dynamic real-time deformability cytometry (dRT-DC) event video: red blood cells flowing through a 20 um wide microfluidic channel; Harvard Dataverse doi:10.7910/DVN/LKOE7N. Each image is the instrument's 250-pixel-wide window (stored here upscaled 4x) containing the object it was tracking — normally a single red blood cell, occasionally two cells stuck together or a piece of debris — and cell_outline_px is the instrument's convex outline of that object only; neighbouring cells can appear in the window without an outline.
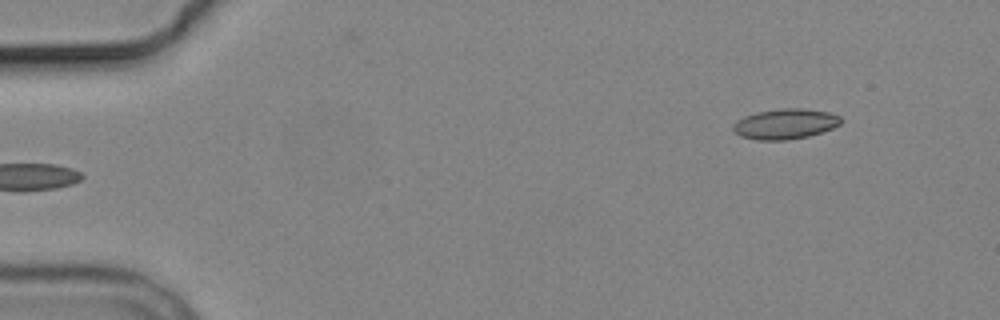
{"species": "common noctule bat (a hibernating species)", "species_latin": "Nyctalus noctula", "temperature_condition": "cold", "stored_images_in_passage": 4, "segment_of_instrument_passage": [2, 2], "camera_frame_rate_fps": 3000, "um_per_image_px": 0.085, "animal": {"sex": "male", "body_mass_g": 19.2, "forearm_length_mm": 51.8}, "frame": {"image": 1, "passage_image": 4, "time_ms": 3.667, "image_size_px": [1000, 320], "cell_outline_px": [[840, 124], [832, 128], [808, 136], [788, 140], [756, 140], [740, 136], [732, 128], [732, 124], [736, 120], [744, 116], [756, 112], [780, 108], [804, 108], [828, 112], [840, 116]], "centroid_in_image_um": [66.7, 10.53], "position_along_channel_um": 18.3, "area_um2": 19.07}}